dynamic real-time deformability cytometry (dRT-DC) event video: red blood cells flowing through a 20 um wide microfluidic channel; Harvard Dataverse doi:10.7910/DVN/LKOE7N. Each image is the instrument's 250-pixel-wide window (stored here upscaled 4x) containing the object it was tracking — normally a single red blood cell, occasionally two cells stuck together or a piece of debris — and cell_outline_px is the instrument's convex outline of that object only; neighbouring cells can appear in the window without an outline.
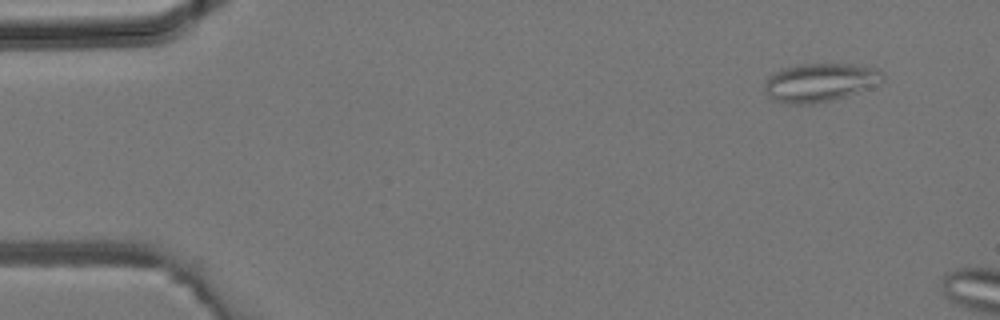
{"species": "common noctule bat (a hibernating species)", "species_latin": "Nyctalus noctula", "temperature_condition": "room temperature", "stored_images_in_passage": 2, "camera_frame_rate_fps": 3000, "um_per_image_px": 0.085, "animal": {"sex": "male", "body_mass_g": 19.2, "forearm_length_mm": 51.8}, "frame": {"image": 1, "passage_image": 1, "time_ms": 0.0, "image_size_px": [1000, 320], "cell_outline_px": [[884, 80], [856, 92], [832, 100], [812, 104], [788, 104], [772, 100], [764, 92], [764, 80], [772, 72], [780, 68], [800, 64], [856, 64], [880, 68], [884, 72]], "centroid_in_image_um": [69.64, 6.99], "position_along_channel_um": 15.4, "area_um2": 26.82}}